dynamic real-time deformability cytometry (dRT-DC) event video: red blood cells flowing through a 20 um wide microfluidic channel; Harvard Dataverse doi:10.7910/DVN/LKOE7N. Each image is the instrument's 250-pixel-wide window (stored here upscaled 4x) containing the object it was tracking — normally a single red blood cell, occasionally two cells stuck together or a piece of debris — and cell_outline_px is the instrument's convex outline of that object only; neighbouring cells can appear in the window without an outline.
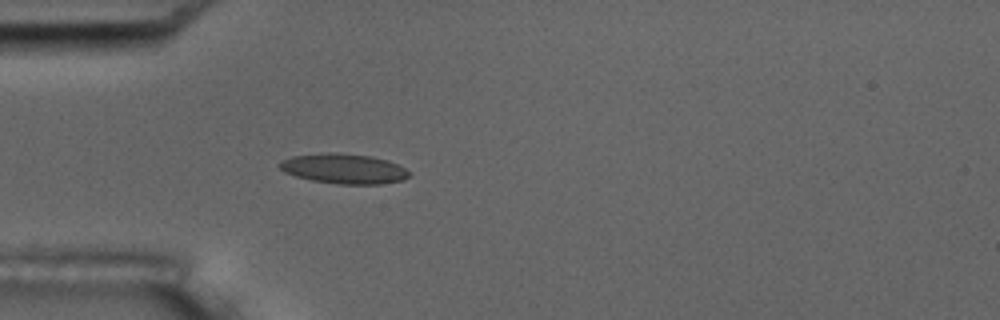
{"species": "common noctule bat (a hibernating species)", "species_latin": "Nyctalus noctula", "temperature_condition": "room temperature", "stored_images_in_passage": 1, "camera_frame_rate_fps": 3000, "um_per_image_px": 0.085, "animal": {"sex": "male", "body_mass_g": 17.5, "forearm_length_mm": 52.3}, "frame": {"image": 1, "passage_image": 1, "time_ms": 0.0, "image_size_px": [1000, 320], "cell_outline_px": [[408, 176], [404, 180], [380, 184], [336, 184], [312, 180], [296, 176], [284, 172], [276, 164], [280, 160], [292, 156], [328, 152], [332, 152], [372, 156], [388, 160], [404, 168], [408, 172]], "centroid_in_image_um": [29.18, 14.33], "position_along_channel_um": 55.8, "area_um2": 22.66}}